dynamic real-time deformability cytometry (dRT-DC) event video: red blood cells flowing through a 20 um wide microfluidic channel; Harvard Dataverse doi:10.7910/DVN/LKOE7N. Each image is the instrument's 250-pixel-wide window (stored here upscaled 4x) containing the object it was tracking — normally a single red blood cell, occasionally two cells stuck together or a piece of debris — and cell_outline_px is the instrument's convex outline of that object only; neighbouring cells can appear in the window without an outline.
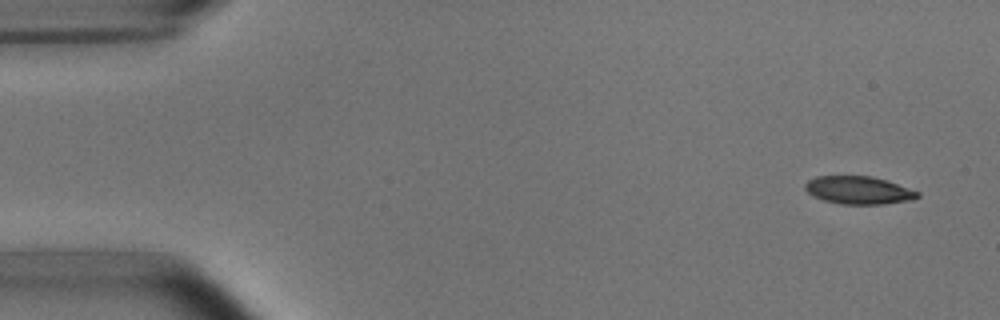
{"species": "common noctule bat (a hibernating species)", "species_latin": "Nyctalus noctula", "temperature_condition": "room temperature", "stored_images_in_passage": 7, "camera_frame_rate_fps": 3000, "um_per_image_px": 0.085, "animal": {"sex": "male", "body_mass_g": 15.6}, "frame": {"image": 1, "passage_image": 1, "time_ms": 0.0, "image_size_px": [1000, 320], "cell_outline_px": [[920, 196], [912, 200], [884, 204], [840, 204], [824, 200], [812, 196], [804, 188], [804, 184], [808, 180], [816, 176], [872, 176], [888, 180], [920, 192]], "centroid_in_image_um": [72.99, 16.16], "position_along_channel_um": 12.0, "area_um2": 18.44}}
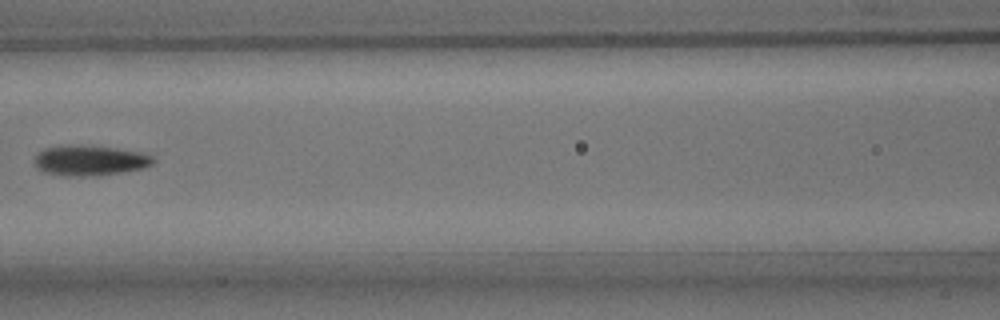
{"frame": {"image": 2, "passage_image": 7, "time_ms": 7.0, "image_size_px": [1000, 320], "cell_outline_px": [[156, 160], [152, 164], [144, 168], [124, 172], [100, 176], [64, 176], [44, 172], [36, 168], [36, 152], [44, 148], [64, 144], [116, 148], [136, 152], [152, 156]], "centroid_in_image_um": [7.6, 13.65], "position_along_channel_um": 159.0, "area_um2": 21.1}}